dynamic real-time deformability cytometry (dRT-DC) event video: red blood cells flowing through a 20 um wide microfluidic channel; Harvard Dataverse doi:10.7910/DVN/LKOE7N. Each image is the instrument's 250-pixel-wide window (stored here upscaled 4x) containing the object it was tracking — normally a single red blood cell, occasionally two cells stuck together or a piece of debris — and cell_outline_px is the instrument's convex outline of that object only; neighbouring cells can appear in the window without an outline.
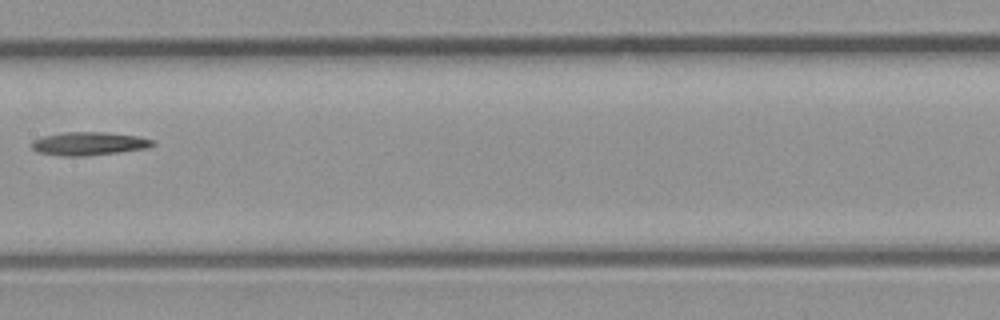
{"species": "common noctule bat (a hibernating species)", "species_latin": "Nyctalus noctula", "temperature_condition": "room temperature", "stored_images_in_passage": 8, "camera_frame_rate_fps": 3000, "um_per_image_px": 0.085, "animal": {"sex": "male", "body_mass_g": 23.1, "forearm_length_mm": 52.7}, "frame": {"image": 1, "passage_image": 8, "time_ms": 2.333, "image_size_px": [1000, 320], "cell_outline_px": [[156, 144], [148, 148], [88, 156], [60, 156], [36, 152], [32, 148], [32, 140], [44, 136], [68, 132], [104, 132], [136, 136], [156, 140]], "centroid_in_image_um": [7.57, 12.22], "position_along_channel_um": 199.8, "area_um2": 16.47}}